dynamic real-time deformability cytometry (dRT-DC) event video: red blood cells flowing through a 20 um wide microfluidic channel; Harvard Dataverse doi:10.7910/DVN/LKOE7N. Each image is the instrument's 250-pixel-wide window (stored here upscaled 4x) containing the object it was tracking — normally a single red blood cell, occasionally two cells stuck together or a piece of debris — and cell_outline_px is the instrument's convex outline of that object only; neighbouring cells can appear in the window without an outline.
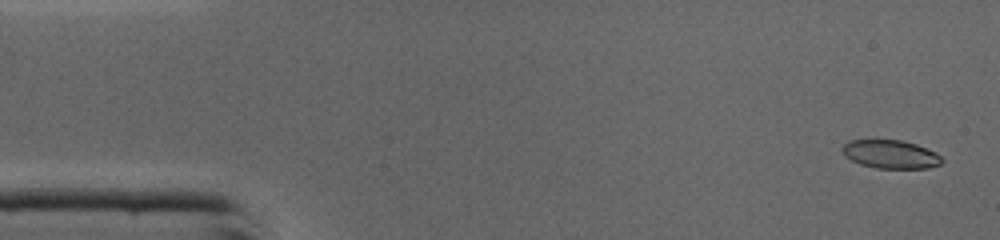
{"species": "common noctule bat (a hibernating species)", "species_latin": "Nyctalus noctula", "temperature_condition": "cold", "stored_images_in_passage": 46, "camera_frame_rate_fps": 3000, "um_per_image_px": 0.085, "animal": {"sex": "male", "body_mass_g": 19.0, "forearm_length_mm": 50.8}, "frame": {"image": 1, "passage_image": 2, "time_ms": 0.333, "image_size_px": [1000, 240], "cell_outline_px": [[944, 160], [940, 164], [928, 168], [876, 168], [860, 164], [844, 156], [840, 148], [848, 140], [900, 140], [916, 144], [936, 152]], "centroid_in_image_um": [75.68, 13.11], "position_along_channel_um": 9.3, "area_um2": 16.53}}
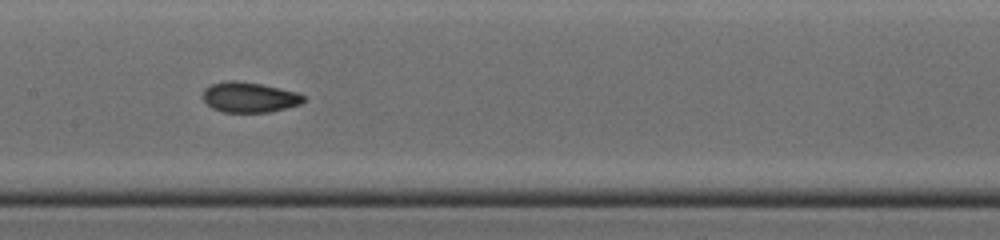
{"frame": {"image": 2, "passage_image": 22, "time_ms": 7.0, "image_size_px": [1000, 240], "cell_outline_px": [[304, 100], [300, 104], [268, 112], [224, 112], [212, 108], [204, 100], [204, 88], [212, 84], [228, 80], [236, 80], [260, 84], [280, 88], [296, 92], [304, 96]], "centroid_in_image_um": [21.18, 8.26], "position_along_channel_um": 186.2, "area_um2": 17.51}}
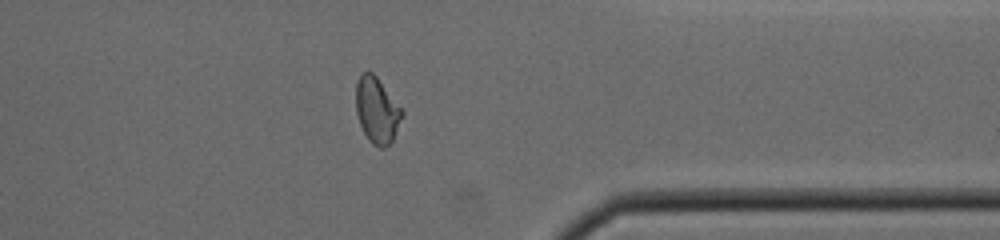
{"frame": {"image": 3, "passage_image": 36, "time_ms": 11.667, "image_size_px": [1000, 240], "cell_outline_px": [[404, 112], [392, 140], [384, 148], [380, 148], [372, 144], [368, 140], [360, 124], [356, 112], [356, 84], [360, 72], [372, 72], [376, 76]], "centroid_in_image_um": [32.01, 9.37], "position_along_channel_um": 379.4, "area_um2": 17.46}, "authors_computed_cell_mechanics": {"area_um2": 17.7735, "velocity_mm_per_s": 4.3824, "shape_relaxation_time_tau1_ms": null, "shape_relaxation_time_tau2_ms": 1.5545, "deformation_change_tau1": null, "deformation_change_tau2": 0.0657}}